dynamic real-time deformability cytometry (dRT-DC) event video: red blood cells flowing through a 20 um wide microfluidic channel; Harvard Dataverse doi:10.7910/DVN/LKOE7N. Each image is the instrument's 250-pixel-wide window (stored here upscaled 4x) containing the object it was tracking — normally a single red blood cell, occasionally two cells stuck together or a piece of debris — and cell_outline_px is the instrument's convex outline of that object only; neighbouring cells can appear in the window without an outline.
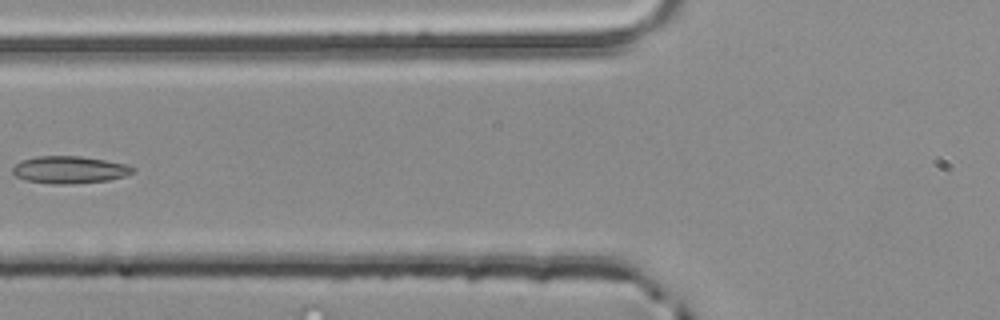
{"species": "common noctule bat (a hibernating species)", "species_latin": "Nyctalus noctula", "temperature_condition": "room temperature", "stored_images_in_passage": 2, "camera_frame_rate_fps": 3000, "um_per_image_px": 0.085, "animal": {"sex": "male", "body_mass_g": 20.4}, "frame": {"image": 1, "passage_image": 2, "time_ms": 0.333, "image_size_px": [1000, 320], "cell_outline_px": [[136, 172], [124, 176], [108, 180], [72, 184], [52, 184], [24, 180], [16, 176], [12, 172], [12, 168], [20, 160], [36, 156], [80, 156], [128, 164], [136, 168]], "centroid_in_image_um": [5.91, 14.43], "position_along_channel_um": 119.9, "area_um2": 19.31}}